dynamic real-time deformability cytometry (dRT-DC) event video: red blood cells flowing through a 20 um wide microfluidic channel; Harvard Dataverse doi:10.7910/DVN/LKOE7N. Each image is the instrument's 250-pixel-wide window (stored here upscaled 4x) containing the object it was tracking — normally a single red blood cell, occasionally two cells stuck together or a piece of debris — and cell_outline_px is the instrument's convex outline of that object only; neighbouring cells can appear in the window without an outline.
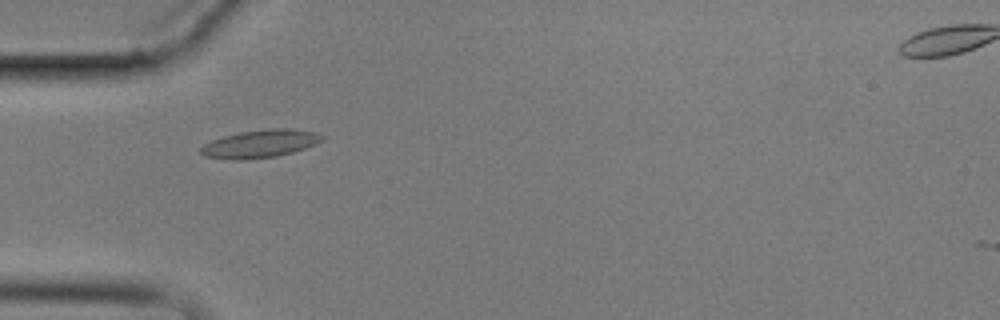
{"species": "common noctule bat (a hibernating species)", "species_latin": "Nyctalus noctula", "temperature_condition": "cold", "stored_images_in_passage": 10, "camera_frame_rate_fps": 3000, "um_per_image_px": 0.085, "animal": {"sex": "male", "body_mass_g": 17.9}, "frame": {"image": 1, "passage_image": 4, "time_ms": 4.667, "image_size_px": [1000, 320], "cell_outline_px": [[324, 140], [316, 144], [292, 152], [276, 156], [244, 160], [232, 160], [204, 156], [200, 152], [200, 148], [204, 144], [212, 140], [224, 136], [240, 132], [272, 128], [292, 128], [316, 132], [324, 136]], "centroid_in_image_um": [22.12, 12.21], "position_along_channel_um": 62.9, "area_um2": 19.77}}
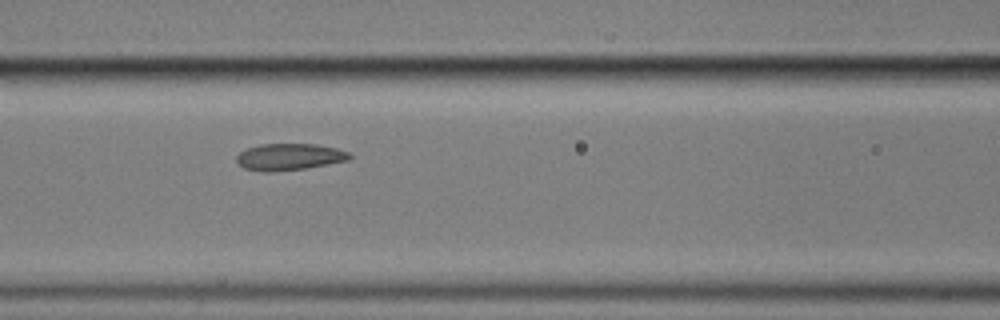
{"frame": {"image": 2, "passage_image": 6, "time_ms": 7.0, "image_size_px": [1000, 320], "cell_outline_px": [[352, 156], [348, 160], [328, 164], [304, 168], [268, 172], [244, 168], [236, 160], [236, 156], [240, 152], [248, 148], [260, 144], [316, 144], [336, 148], [348, 152]], "centroid_in_image_um": [24.59, 13.32], "position_along_channel_um": 142.0, "area_um2": 17.34}}
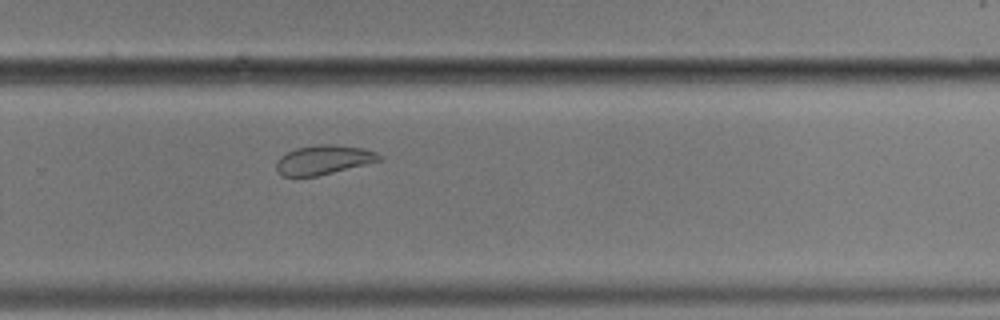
{"frame": {"image": 3, "passage_image": 10, "time_ms": 11.667, "image_size_px": [1000, 320], "cell_outline_px": [[384, 160], [316, 176], [284, 176], [276, 168], [276, 160], [280, 156], [296, 148], [320, 144], [332, 144], [364, 148], [376, 152]], "centroid_in_image_um": [27.52, 13.57], "position_along_channel_um": 302.3, "area_um2": 17.46}}